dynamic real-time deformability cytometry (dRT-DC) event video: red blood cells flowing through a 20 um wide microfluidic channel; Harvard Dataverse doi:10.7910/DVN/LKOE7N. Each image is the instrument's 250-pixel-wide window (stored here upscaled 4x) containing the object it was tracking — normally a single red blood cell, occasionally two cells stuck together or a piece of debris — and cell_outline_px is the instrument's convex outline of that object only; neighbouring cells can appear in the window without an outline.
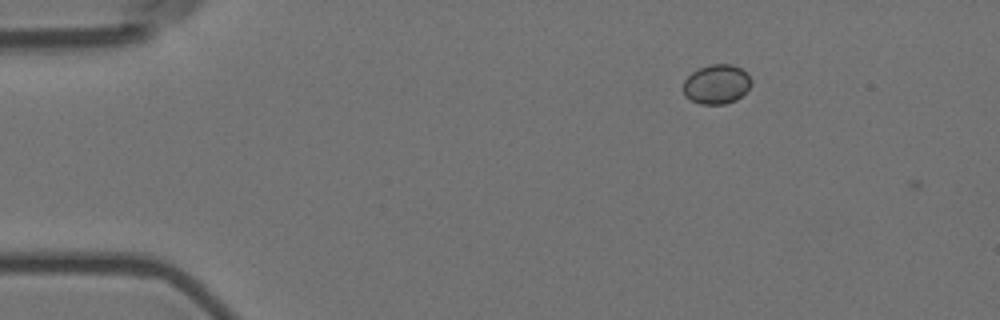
{"species": "Egyptian fruit bat (a non-hibernating species)", "species_latin": "Rousettus aegyptiacus", "temperature_condition": "room temperature", "stored_images_in_passage": 4, "camera_frame_rate_fps": 3000, "um_per_image_px": 0.085, "animal": {"sex": "female"}, "frame": {"image": 1, "passage_image": 2, "time_ms": 0.333, "image_size_px": [1000, 320], "cell_outline_px": [[752, 84], [736, 100], [724, 104], [700, 104], [684, 96], [684, 80], [692, 72], [708, 64], [732, 64], [740, 68], [752, 80]], "centroid_in_image_um": [60.9, 7.16], "position_along_channel_um": 24.1, "area_um2": 15.49}}